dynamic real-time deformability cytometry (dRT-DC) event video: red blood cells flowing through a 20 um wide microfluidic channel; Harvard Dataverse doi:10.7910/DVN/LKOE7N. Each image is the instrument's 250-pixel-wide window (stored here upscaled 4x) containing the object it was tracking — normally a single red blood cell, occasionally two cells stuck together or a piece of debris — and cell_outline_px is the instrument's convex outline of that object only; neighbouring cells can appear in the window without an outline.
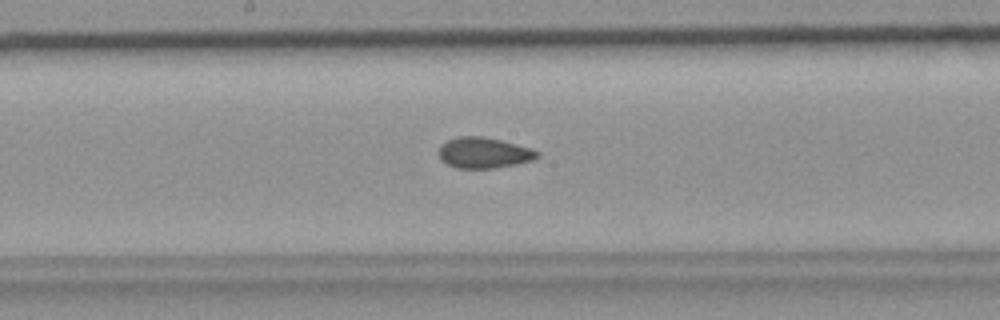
{"species": "common noctule bat (a hibernating species)", "species_latin": "Nyctalus noctula", "temperature_condition": "room temperature", "stored_images_in_passage": 38, "camera_frame_rate_fps": 3000, "um_per_image_px": 0.085, "animal": {"sex": "female", "body_mass_g": 19.9}, "frame": {"image": 1, "passage_image": 19, "time_ms": 6.0, "image_size_px": [1000, 320], "cell_outline_px": [[540, 156], [532, 160], [516, 164], [492, 168], [456, 168], [440, 160], [436, 152], [440, 144], [456, 136], [480, 136], [500, 140], [532, 148], [540, 152]], "centroid_in_image_um": [41.08, 12.98], "position_along_channel_um": 207.1, "area_um2": 17.86}}
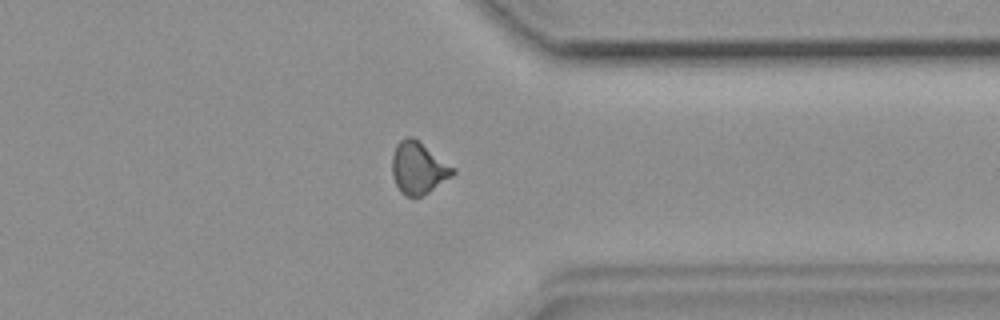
{"frame": {"image": 2, "passage_image": 31, "time_ms": 10.0, "image_size_px": [1000, 320], "cell_outline_px": [[456, 172], [452, 176], [428, 192], [420, 196], [404, 196], [400, 192], [392, 176], [392, 156], [396, 144], [400, 140], [408, 136], [412, 136], [456, 168]], "centroid_in_image_um": [35.55, 14.27], "position_along_channel_um": 375.8, "area_um2": 18.38}}
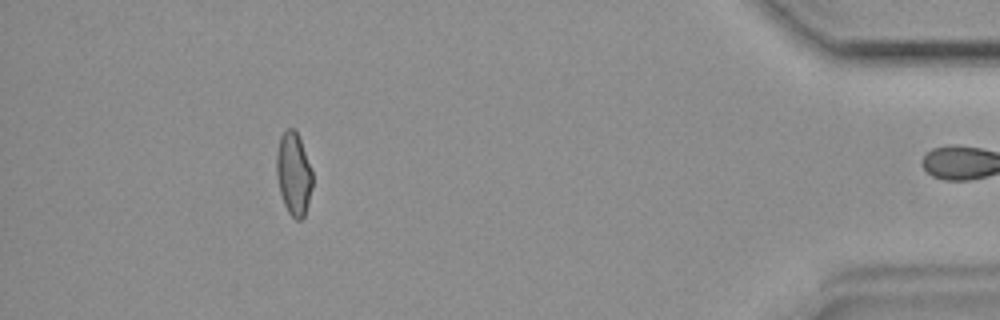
{"frame": {"image": 3, "passage_image": 37, "time_ms": 12.0, "image_size_px": [1000, 320], "cell_outline_px": [[312, 188], [304, 216], [300, 220], [296, 220], [288, 212], [284, 204], [280, 192], [276, 176], [276, 152], [280, 136], [288, 128], [292, 128], [300, 136], [312, 172]], "centroid_in_image_um": [24.95, 14.76], "position_along_channel_um": 410.3, "area_um2": 17.4}}